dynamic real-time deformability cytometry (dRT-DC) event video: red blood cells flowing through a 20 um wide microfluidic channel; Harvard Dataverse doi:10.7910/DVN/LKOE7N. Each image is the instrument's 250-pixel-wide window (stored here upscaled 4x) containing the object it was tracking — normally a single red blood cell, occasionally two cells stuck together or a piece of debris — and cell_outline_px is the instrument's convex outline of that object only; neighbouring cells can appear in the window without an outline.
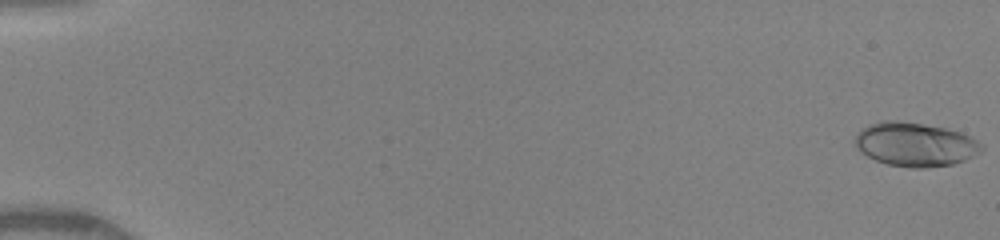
{"species": "human", "species_latin": "Homo sapiens", "temperature_condition": "warm", "stored_images_in_passage": 26, "camera_frame_rate_fps": 3000, "um_per_image_px": 0.085, "donor": {"sex": "female"}, "frame": {"image": 1, "passage_image": 1, "time_ms": 0.0, "image_size_px": [1000, 240], "cell_outline_px": [[984, 148], [980, 152], [964, 160], [952, 164], [924, 168], [912, 168], [888, 164], [876, 160], [860, 152], [856, 148], [856, 136], [860, 128], [868, 124], [884, 120], [896, 120], [944, 128], [960, 132], [976, 140]], "centroid_in_image_um": [77.75, 12.27], "position_along_channel_um": 7.3, "area_um2": 32.08}}
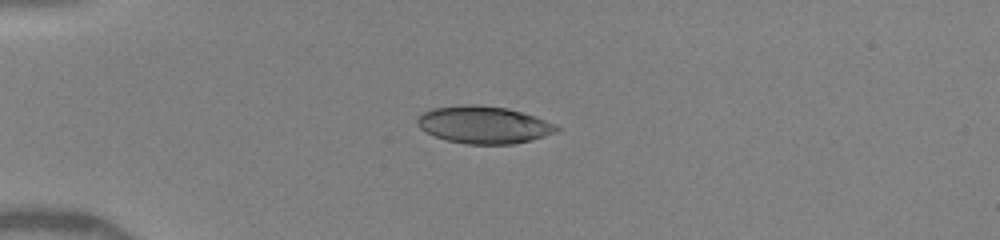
{"frame": {"image": 2, "passage_image": 21, "time_ms": 4.333, "image_size_px": [1000, 240], "cell_outline_px": [[560, 128], [556, 132], [532, 140], [512, 144], [464, 144], [448, 140], [436, 136], [420, 128], [416, 124], [416, 120], [424, 112], [432, 108], [460, 104], [476, 104], [508, 108], [556, 124]], "centroid_in_image_um": [41.1, 10.6], "position_along_channel_um": 43.9, "area_um2": 30.17}}